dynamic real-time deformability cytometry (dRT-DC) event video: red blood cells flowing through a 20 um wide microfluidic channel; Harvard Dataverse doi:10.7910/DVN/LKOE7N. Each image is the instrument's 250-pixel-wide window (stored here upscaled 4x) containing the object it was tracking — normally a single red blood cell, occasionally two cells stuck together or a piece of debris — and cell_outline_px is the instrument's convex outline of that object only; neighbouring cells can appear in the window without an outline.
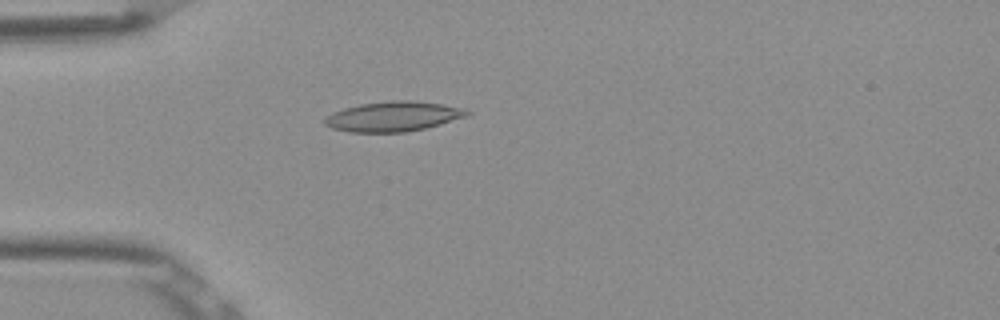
{"species": "Egyptian fruit bat (a non-hibernating species)", "species_latin": "Rousettus aegyptiacus", "temperature_condition": "room temperature", "stored_images_in_passage": 1, "camera_frame_rate_fps": 3000, "um_per_image_px": 0.085, "frame": {"image": 1, "passage_image": 1, "time_ms": 0.0, "image_size_px": [1000, 320], "cell_outline_px": [[472, 112], [468, 116], [440, 124], [424, 128], [404, 132], [348, 132], [332, 128], [324, 124], [324, 120], [332, 112], [344, 108], [360, 104], [392, 100], [412, 100], [440, 104], [464, 108]], "centroid_in_image_um": [33.43, 9.89], "position_along_channel_um": 51.6, "area_um2": 24.74}}